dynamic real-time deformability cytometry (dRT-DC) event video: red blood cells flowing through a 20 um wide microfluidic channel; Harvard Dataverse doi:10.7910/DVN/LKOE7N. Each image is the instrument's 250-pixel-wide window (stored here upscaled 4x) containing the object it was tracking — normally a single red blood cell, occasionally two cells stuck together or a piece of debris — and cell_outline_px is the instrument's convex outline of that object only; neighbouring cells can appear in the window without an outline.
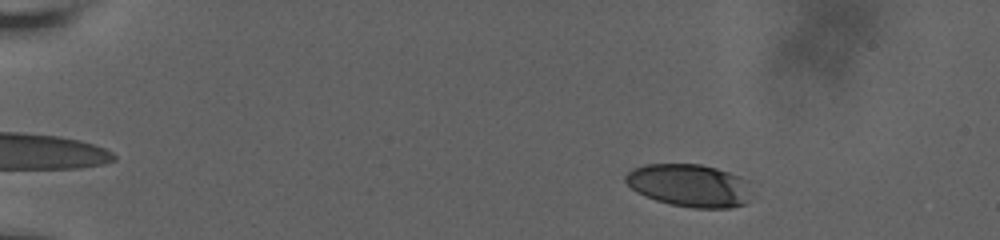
{"species": "human", "species_latin": "Homo sapiens", "temperature_condition": "room temperature", "stored_images_in_passage": 49, "camera_frame_rate_fps": 3000, "um_per_image_px": 0.085, "donor": {"sex": "male"}, "frame": {"image": 1, "passage_image": 5, "time_ms": 1.333, "image_size_px": [1000, 240], "cell_outline_px": [[748, 200], [744, 204], [732, 208], [692, 208], [668, 204], [644, 196], [636, 192], [624, 180], [624, 176], [632, 168], [644, 164], [700, 164], [716, 168], [740, 176], [748, 180]], "centroid_in_image_um": [58.57, 15.76], "position_along_channel_um": 26.4, "area_um2": 31.56}}
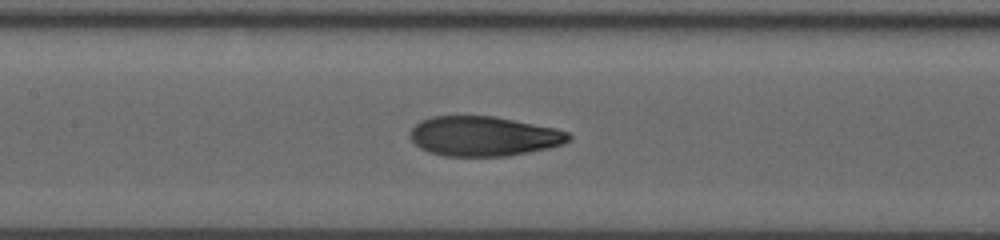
{"frame": {"image": 2, "passage_image": 26, "time_ms": 8.333, "image_size_px": [1000, 240], "cell_outline_px": [[572, 140], [564, 144], [548, 148], [528, 152], [504, 156], [444, 156], [428, 152], [420, 148], [412, 140], [412, 128], [420, 120], [432, 116], [492, 116], [556, 128], [568, 132], [572, 136]], "centroid_in_image_um": [41.14, 11.58], "position_along_channel_um": 166.3, "area_um2": 36.65}}
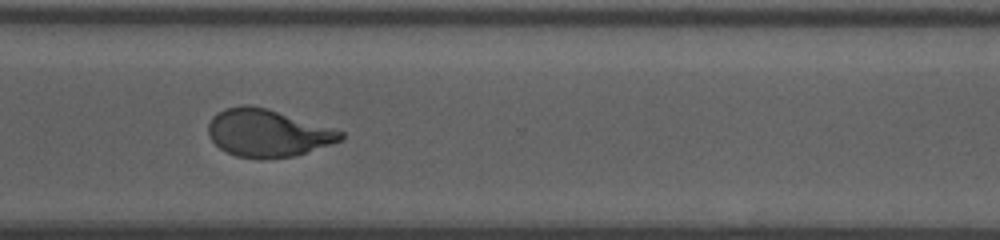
{"frame": {"image": 3, "passage_image": 48, "time_ms": 13.333, "image_size_px": [1000, 240], "cell_outline_px": [[344, 136], [340, 140], [296, 156], [236, 156], [220, 148], [208, 136], [208, 124], [212, 116], [216, 112], [224, 108], [244, 104], [248, 104], [268, 108], [332, 128], [344, 132]], "centroid_in_image_um": [22.7, 11.25], "position_along_channel_um": 347.9, "area_um2": 35.95}}